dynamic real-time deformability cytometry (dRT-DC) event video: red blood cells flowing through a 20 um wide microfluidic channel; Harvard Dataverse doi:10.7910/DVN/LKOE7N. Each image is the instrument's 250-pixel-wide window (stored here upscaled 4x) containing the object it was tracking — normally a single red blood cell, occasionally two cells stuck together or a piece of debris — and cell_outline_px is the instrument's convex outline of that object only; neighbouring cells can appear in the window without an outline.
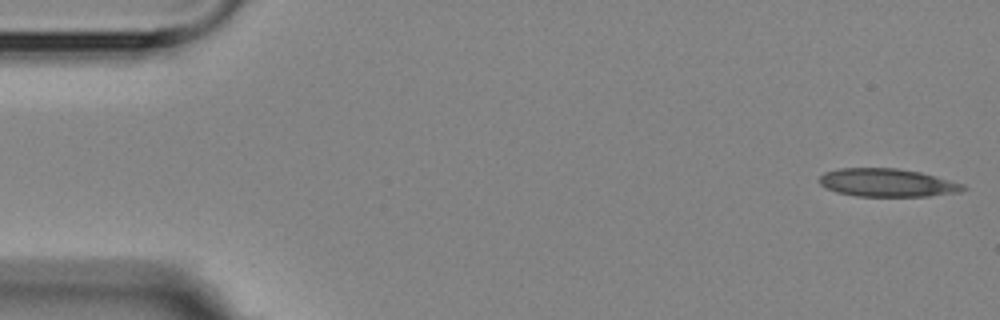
{"species": "Egyptian fruit bat (a non-hibernating species)", "species_latin": "Rousettus aegyptiacus", "temperature_condition": "room temperature", "stored_images_in_passage": 4, "camera_frame_rate_fps": 3000, "um_per_image_px": 0.085, "animal": {"sex": "female"}, "frame": {"image": 1, "passage_image": 1, "time_ms": 0.0, "image_size_px": [1000, 320], "cell_outline_px": [[968, 188], [960, 192], [928, 196], [856, 196], [836, 192], [824, 188], [816, 180], [824, 172], [840, 168], [900, 168], [920, 172], [936, 176], [964, 184]], "centroid_in_image_um": [75.39, 15.53], "position_along_channel_um": 9.6, "area_um2": 23.81}}